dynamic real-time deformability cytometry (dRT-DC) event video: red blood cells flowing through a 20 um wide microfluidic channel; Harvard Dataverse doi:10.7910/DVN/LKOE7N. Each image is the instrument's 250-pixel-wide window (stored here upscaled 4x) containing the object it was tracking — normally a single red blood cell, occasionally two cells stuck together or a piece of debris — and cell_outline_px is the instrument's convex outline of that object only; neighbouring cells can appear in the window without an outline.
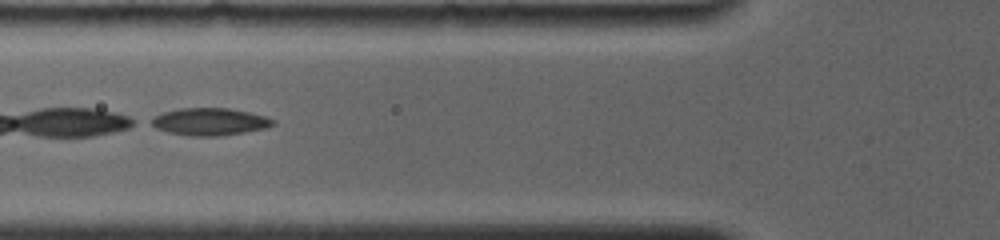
{"species": "common noctule bat (a hibernating species)", "species_latin": "Nyctalus noctula", "temperature_condition": "room temperature", "stored_images_in_passage": 3, "camera_frame_rate_fps": 4000, "um_per_image_px": 0.085, "animal": {"sex": "female", "body_mass_g": 19.0, "forearm_length_mm": 56.7}, "frame": {"image": 1, "passage_image": 3, "time_ms": 1.0, "image_size_px": [1000, 240], "cell_outline_px": [[276, 124], [264, 128], [244, 132], [216, 136], [188, 136], [168, 132], [156, 128], [148, 124], [148, 120], [164, 112], [180, 108], [228, 108], [248, 112], [264, 116], [276, 120]], "centroid_in_image_um": [17.79, 10.34], "position_along_channel_um": 108.0, "area_um2": 19.36}}